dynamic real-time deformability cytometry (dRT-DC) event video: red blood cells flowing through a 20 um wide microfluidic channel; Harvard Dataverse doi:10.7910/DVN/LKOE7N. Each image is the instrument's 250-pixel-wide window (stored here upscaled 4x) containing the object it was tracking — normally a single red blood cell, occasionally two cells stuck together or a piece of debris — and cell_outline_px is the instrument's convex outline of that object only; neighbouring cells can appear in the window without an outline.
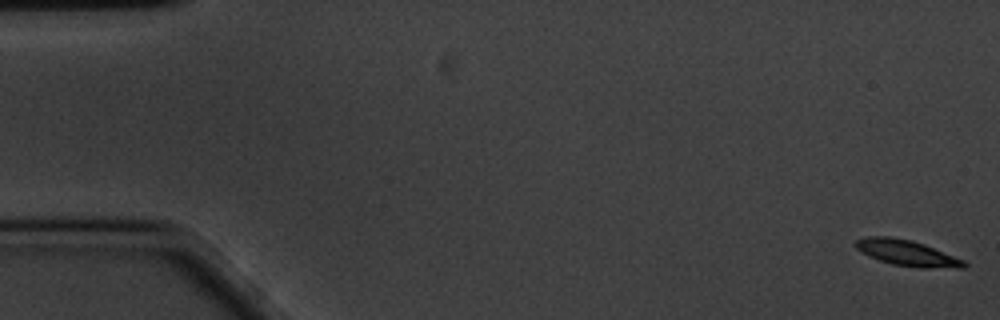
{"species": "common noctule bat (a hibernating species)", "species_latin": "Nyctalus noctula", "temperature_condition": "cold", "stored_images_in_passage": 60, "camera_frame_rate_fps": 3000, "um_per_image_px": 0.085, "animal": {"sex": "male", "body_mass_g": 20.1, "forearm_length_mm": 53.5}, "frame": {"image": 1, "passage_image": 1, "time_ms": 0.0, "image_size_px": [1000, 320], "cell_outline_px": [[968, 264], [964, 268], [920, 268], [892, 264], [868, 256], [860, 252], [852, 244], [856, 240], [868, 236], [892, 236], [912, 240], [924, 244], [964, 260]], "centroid_in_image_um": [77.07, 21.5], "position_along_channel_um": 7.9, "area_um2": 16.47}}
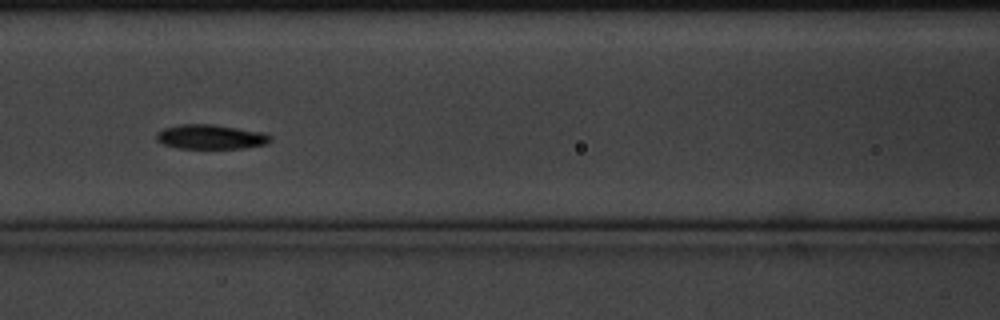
{"frame": {"image": 2, "passage_image": 26, "time_ms": 8.333, "image_size_px": [1000, 320], "cell_outline_px": [[272, 140], [264, 144], [244, 148], [176, 148], [164, 144], [156, 140], [156, 132], [164, 128], [180, 124], [212, 124], [264, 132], [272, 136]], "centroid_in_image_um": [17.9, 11.63], "position_along_channel_um": 148.7, "area_um2": 16.3}}
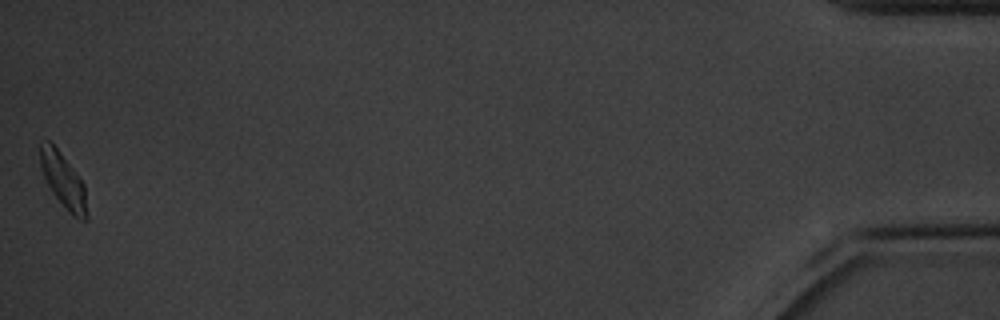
{"frame": {"image": 3, "passage_image": 60, "time_ms": 19.667, "image_size_px": [1000, 320], "cell_outline_px": [[88, 220], [80, 220], [72, 216], [68, 212], [52, 192], [44, 176], [40, 164], [40, 140], [48, 140], [56, 148], [72, 168], [84, 184], [88, 216]], "centroid_in_image_um": [5.39, 15.39], "position_along_channel_um": 429.8, "area_um2": 14.68}, "authors_computed_cell_mechanics": {"area_um2": 15.895, "velocity_mm_per_s": 3.3228, "shape_relaxation_time_tau1_ms": 2.344, "shape_relaxation_time_tau2_ms": null, "deformation_change_tau1": 0.1387, "deformation_change_tau2": null}}